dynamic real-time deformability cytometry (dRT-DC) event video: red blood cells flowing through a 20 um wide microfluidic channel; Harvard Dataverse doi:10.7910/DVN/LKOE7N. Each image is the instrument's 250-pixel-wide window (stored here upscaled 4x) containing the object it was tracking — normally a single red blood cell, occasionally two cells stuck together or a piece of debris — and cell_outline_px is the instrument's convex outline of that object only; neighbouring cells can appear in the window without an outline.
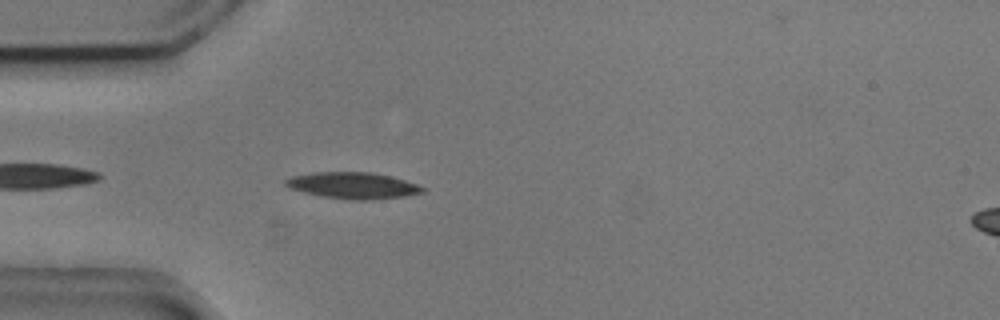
{"species": "common noctule bat (a hibernating species)", "species_latin": "Nyctalus noctula", "temperature_condition": "cold", "stored_images_in_passage": 42, "camera_frame_rate_fps": 3000, "um_per_image_px": 0.085, "animal": {"sex": "male", "body_mass_g": 20.5, "forearm_length_mm": 52.5}, "frame": {"image": 1, "passage_image": 3, "time_ms": 0.667, "image_size_px": [1000, 320], "cell_outline_px": [[424, 192], [404, 196], [368, 200], [352, 200], [320, 196], [304, 192], [292, 188], [284, 184], [284, 180], [292, 176], [312, 172], [372, 172], [404, 180], [416, 184], [424, 188]], "centroid_in_image_um": [29.97, 15.76], "position_along_channel_um": 55.0, "area_um2": 20.87}}
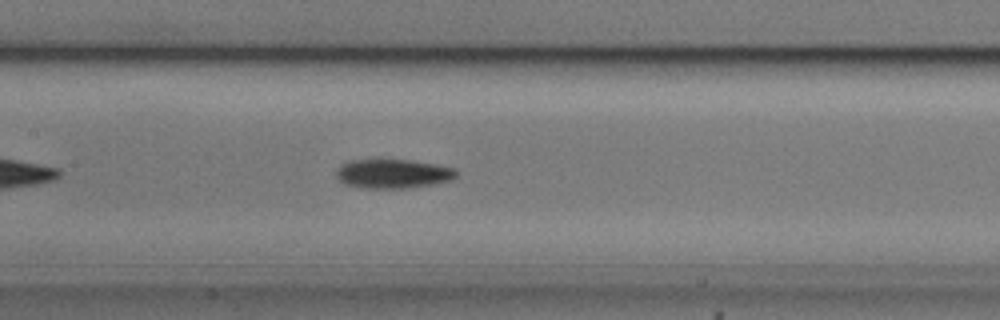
{"frame": {"image": 2, "passage_image": 13, "time_ms": 4.0, "image_size_px": [1000, 320], "cell_outline_px": [[456, 176], [452, 180], [412, 188], [364, 188], [344, 184], [336, 176], [336, 168], [340, 164], [348, 160], [376, 156], [380, 156], [412, 160], [436, 164], [456, 168]], "centroid_in_image_um": [33.34, 14.7], "position_along_channel_um": 174.1, "area_um2": 21.56}}
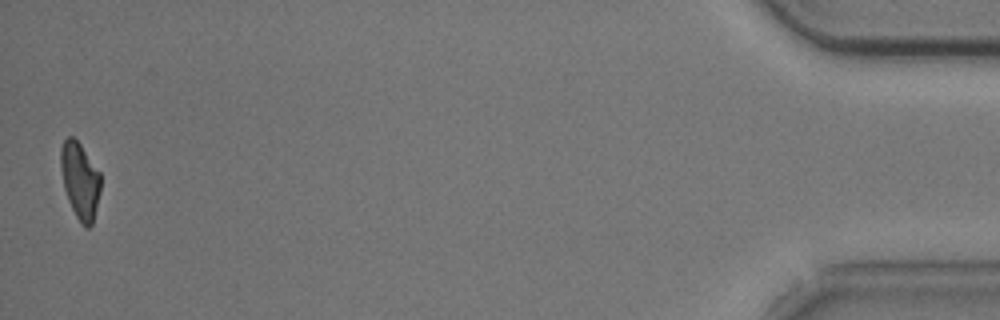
{"frame": {"image": 3, "passage_image": 41, "time_ms": 13.333, "image_size_px": [1000, 320], "cell_outline_px": [[100, 192], [92, 224], [88, 228], [84, 228], [80, 224], [68, 200], [64, 188], [60, 168], [60, 148], [64, 140], [68, 136], [72, 136], [80, 144], [100, 172]], "centroid_in_image_um": [6.79, 15.35], "position_along_channel_um": 428.4, "area_um2": 17.8}, "authors_computed_cell_mechanics": {"area_um2": 19.7676, "velocity_mm_per_s": 3.7232, "shape_relaxation_time_tau1_ms": 2.305, "shape_relaxation_time_tau2_ms": null, "deformation_change_tau1": 0.1221, "deformation_change_tau2": null}}